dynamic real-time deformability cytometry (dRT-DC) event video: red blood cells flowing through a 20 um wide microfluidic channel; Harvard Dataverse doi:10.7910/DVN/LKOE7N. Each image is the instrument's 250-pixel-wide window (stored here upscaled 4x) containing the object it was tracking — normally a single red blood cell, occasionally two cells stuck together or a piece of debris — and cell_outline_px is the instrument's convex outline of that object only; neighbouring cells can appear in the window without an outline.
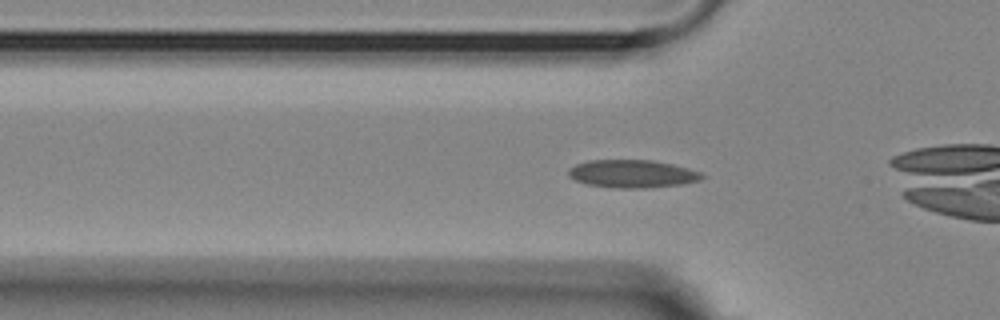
{"species": "Egyptian fruit bat (a non-hibernating species)", "species_latin": "Rousettus aegyptiacus", "temperature_condition": "room temperature", "stored_images_in_passage": 36, "camera_frame_rate_fps": 3000, "um_per_image_px": 0.085, "animal": {"sex": "female"}, "frame": {"image": 1, "passage_image": 5, "time_ms": 1.333, "image_size_px": [1000, 320], "cell_outline_px": [[704, 176], [700, 180], [680, 184], [644, 188], [616, 188], [588, 184], [576, 180], [568, 176], [568, 168], [576, 164], [588, 160], [652, 160], [672, 164], [688, 168], [700, 172]], "centroid_in_image_um": [53.72, 14.76], "position_along_channel_um": 72.1, "area_um2": 21.56}}
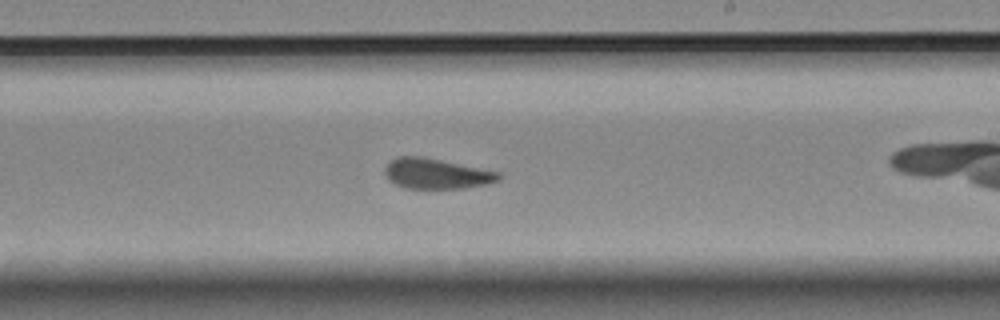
{"frame": {"image": 2, "passage_image": 20, "time_ms": 6.333, "image_size_px": [1000, 320], "cell_outline_px": [[500, 176], [496, 180], [484, 184], [464, 188], [404, 188], [388, 180], [384, 176], [384, 168], [396, 156], [424, 156], [500, 172]], "centroid_in_image_um": [37.03, 14.75], "position_along_channel_um": 252.0, "area_um2": 20.06}}
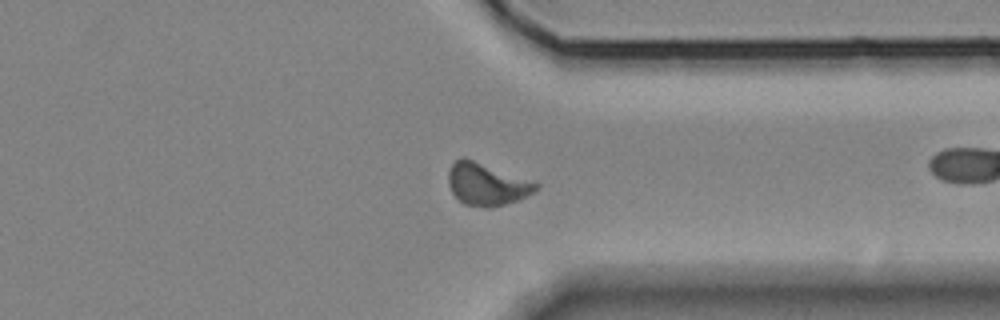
{"frame": {"image": 3, "passage_image": 30, "time_ms": 9.667, "image_size_px": [1000, 320], "cell_outline_px": [[540, 184], [532, 192], [516, 200], [504, 204], [488, 208], [464, 204], [452, 192], [448, 184], [448, 172], [452, 164], [456, 160], [464, 156]], "centroid_in_image_um": [41.31, 15.64], "position_along_channel_um": 370.1, "area_um2": 21.15}}